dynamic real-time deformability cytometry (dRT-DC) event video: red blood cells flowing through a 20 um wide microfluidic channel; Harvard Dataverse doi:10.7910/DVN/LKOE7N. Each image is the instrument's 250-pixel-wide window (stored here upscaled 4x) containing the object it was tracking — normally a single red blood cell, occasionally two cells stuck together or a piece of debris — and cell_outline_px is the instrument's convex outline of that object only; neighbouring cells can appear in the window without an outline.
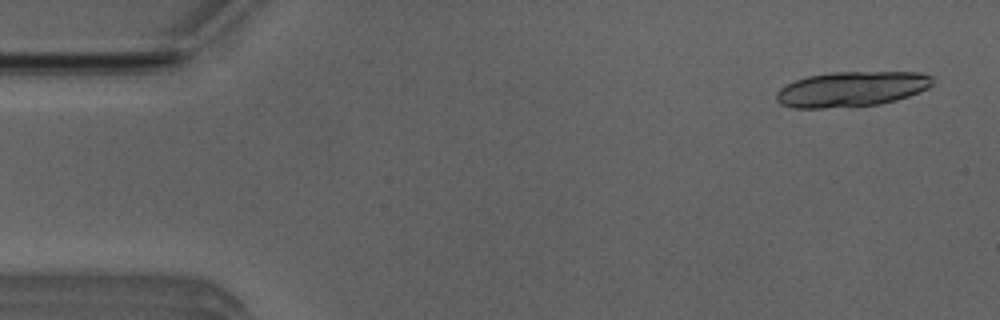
{"species": "Egyptian fruit bat (a non-hibernating species)", "species_latin": "Rousettus aegyptiacus", "temperature_condition": "room temperature", "stored_images_in_passage": 6, "camera_frame_rate_fps": 3000, "um_per_image_px": 0.085, "animal": {"sex": "male"}, "frame": {"image": 1, "passage_image": 1, "time_ms": 0.0, "image_size_px": [1000, 320], "cell_outline_px": [[932, 84], [928, 88], [908, 96], [896, 100], [880, 104], [848, 108], [792, 108], [780, 104], [776, 100], [776, 92], [780, 88], [796, 80], [808, 76], [832, 72], [920, 72], [932, 76]], "centroid_in_image_um": [72.36, 7.59], "position_along_channel_um": 12.6, "area_um2": 32.31}}
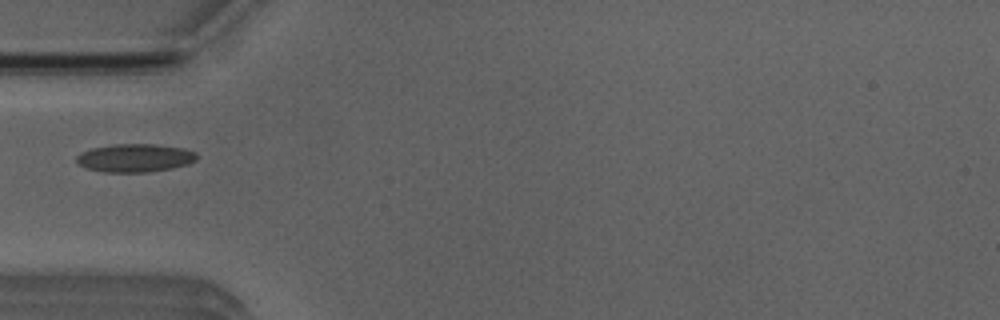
{"frame": {"image": 2, "passage_image": 5, "time_ms": 4.667, "image_size_px": [1000, 320], "cell_outline_px": [[196, 160], [188, 164], [172, 168], [148, 172], [104, 172], [84, 168], [76, 160], [76, 156], [80, 152], [92, 148], [112, 144], [156, 144], [184, 148], [196, 152]], "centroid_in_image_um": [11.46, 13.42], "position_along_channel_um": 73.5, "area_um2": 19.88}}